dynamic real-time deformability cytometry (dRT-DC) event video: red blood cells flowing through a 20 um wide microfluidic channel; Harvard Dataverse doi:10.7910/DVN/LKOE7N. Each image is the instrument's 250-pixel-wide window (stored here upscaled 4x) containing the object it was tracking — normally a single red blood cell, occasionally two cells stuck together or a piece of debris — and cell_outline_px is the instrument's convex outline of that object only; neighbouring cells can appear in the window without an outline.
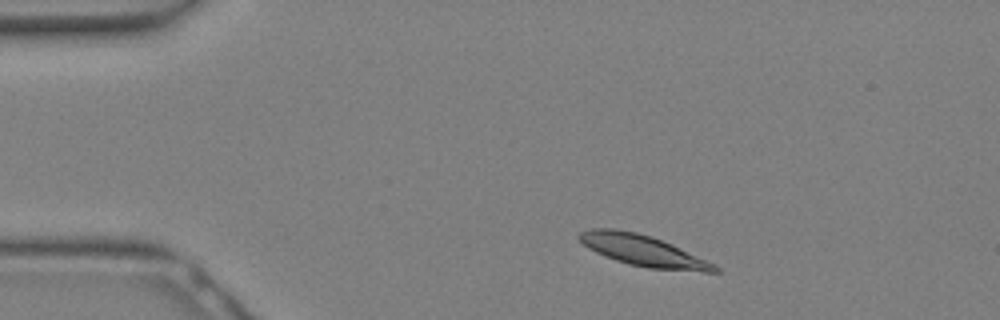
{"species": "Egyptian fruit bat (a non-hibernating species)", "species_latin": "Rousettus aegyptiacus", "temperature_condition": "warm", "stored_images_in_passage": 19, "camera_frame_rate_fps": 3000, "um_per_image_px": 0.085, "animal": {"sex": "female"}, "frame": {"image": 1, "passage_image": 2, "time_ms": 0.333, "image_size_px": [1000, 320], "cell_outline_px": [[720, 272], [704, 272], [648, 268], [628, 264], [604, 256], [588, 248], [576, 236], [580, 232], [592, 228], [612, 228], [636, 232], [652, 236], [672, 244], [716, 264], [720, 268]], "centroid_in_image_um": [54.68, 21.3], "position_along_channel_um": 30.3, "area_um2": 24.62}}
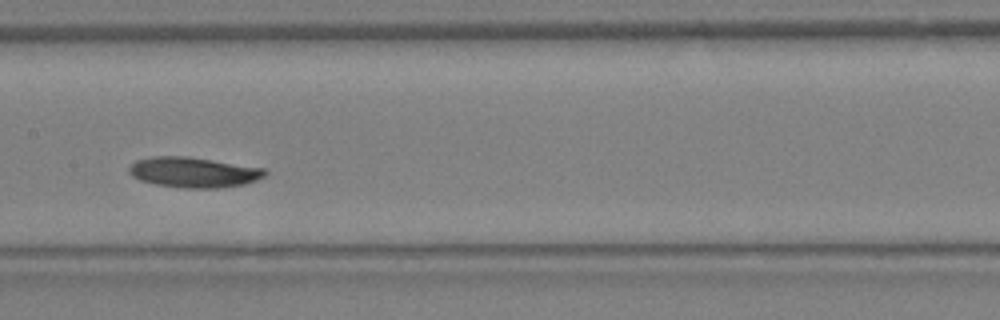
{"frame": {"image": 2, "passage_image": 12, "time_ms": 3.667, "image_size_px": [1000, 320], "cell_outline_px": [[268, 172], [264, 176], [256, 180], [244, 184], [216, 188], [180, 188], [156, 184], [140, 180], [132, 176], [128, 172], [128, 168], [136, 160], [152, 156], [188, 156], [264, 168]], "centroid_in_image_um": [16.43, 14.64], "position_along_channel_um": 191.0, "area_um2": 24.04}}
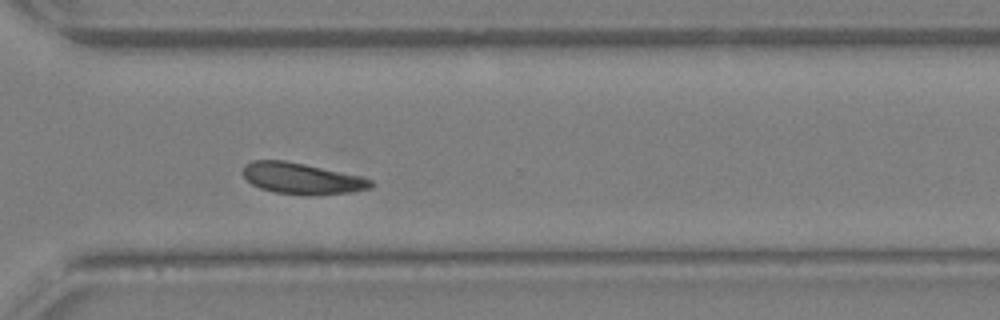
{"frame": {"image": 3, "passage_image": 19, "time_ms": 6.0, "image_size_px": [1000, 320], "cell_outline_px": [[376, 184], [372, 188], [352, 192], [316, 196], [304, 196], [272, 192], [260, 188], [252, 184], [244, 176], [244, 164], [252, 160], [284, 160], [304, 164], [360, 176], [372, 180]], "centroid_in_image_um": [25.68, 15.2], "position_along_channel_um": 344.9, "area_um2": 23.52}}